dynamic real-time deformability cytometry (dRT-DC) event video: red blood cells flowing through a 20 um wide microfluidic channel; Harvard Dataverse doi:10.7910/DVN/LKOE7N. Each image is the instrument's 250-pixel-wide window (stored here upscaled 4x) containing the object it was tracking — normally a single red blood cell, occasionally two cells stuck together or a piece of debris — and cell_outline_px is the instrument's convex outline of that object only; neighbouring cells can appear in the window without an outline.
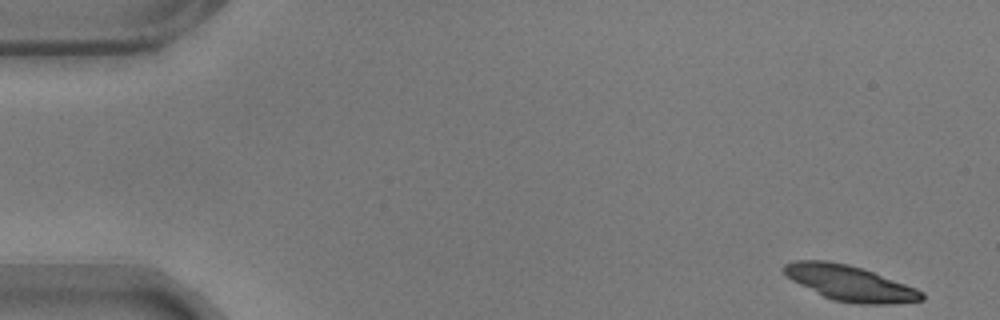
{"species": "common noctule bat (a hibernating species)", "species_latin": "Nyctalus noctula", "temperature_condition": "warm", "stored_images_in_passage": 56, "camera_frame_rate_fps": 3000, "um_per_image_px": 0.085, "animal": {"sex": "male", "body_mass_g": 17.9}, "frame": {"image": 1, "passage_image": 1, "time_ms": 0.0, "image_size_px": [1000, 320], "cell_outline_px": [[924, 300], [892, 304], [856, 304], [832, 300], [792, 280], [784, 272], [784, 264], [796, 260], [828, 260], [848, 264], [872, 272], [916, 288], [924, 292]], "centroid_in_image_um": [72.26, 24.07], "position_along_channel_um": 12.7, "area_um2": 28.09}}
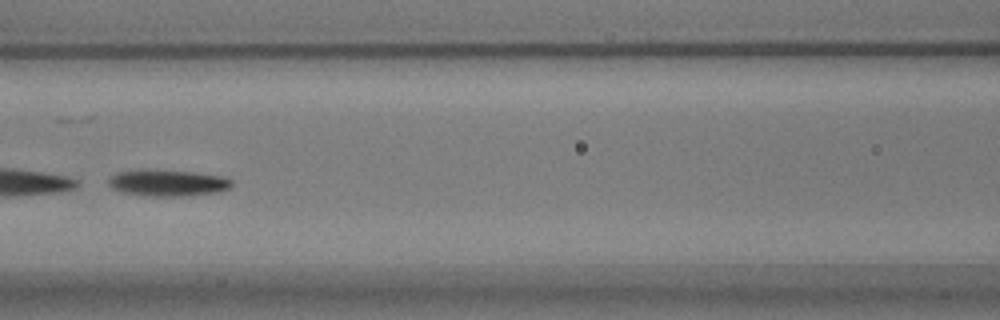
{"frame": {"image": 2, "passage_image": 24, "time_ms": 7.667, "image_size_px": [1000, 320], "cell_outline_px": [[232, 184], [228, 188], [220, 192], [188, 196], [148, 196], [120, 192], [112, 188], [108, 184], [108, 180], [116, 172], [140, 168], [144, 168], [196, 172], [224, 176], [232, 180]], "centroid_in_image_um": [14.24, 15.53], "position_along_channel_um": 152.4, "area_um2": 19.59}}
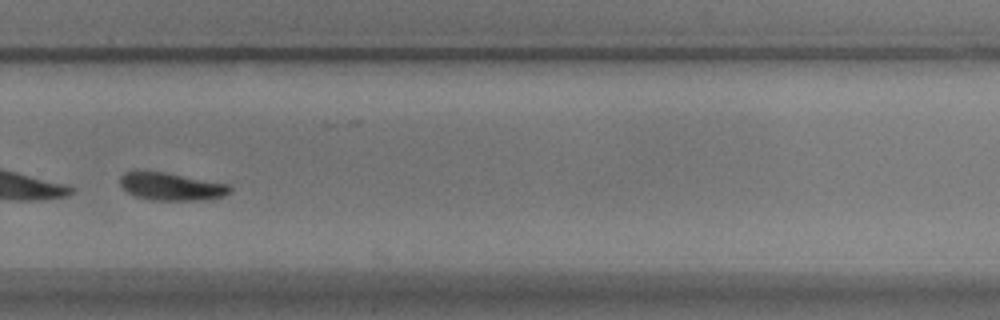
{"frame": {"image": 3, "passage_image": 38, "time_ms": 12.333, "image_size_px": [1000, 320], "cell_outline_px": [[232, 188], [224, 196], [208, 200], [152, 200], [136, 196], [128, 192], [120, 184], [120, 176], [124, 172], [136, 168], [164, 172], [228, 184]], "centroid_in_image_um": [14.5, 15.82], "position_along_channel_um": 315.3, "area_um2": 18.03}, "authors_computed_cell_mechanics": {"area_um2": 19.6809, "velocity_mm_per_s": 3.4995, "shape_relaxation_time_tau1_ms": 1.4436, "shape_relaxation_time_tau2_ms": 2.4601, "deformation_change_tau1": 0.2603, "deformation_change_tau2": 0.0828}}